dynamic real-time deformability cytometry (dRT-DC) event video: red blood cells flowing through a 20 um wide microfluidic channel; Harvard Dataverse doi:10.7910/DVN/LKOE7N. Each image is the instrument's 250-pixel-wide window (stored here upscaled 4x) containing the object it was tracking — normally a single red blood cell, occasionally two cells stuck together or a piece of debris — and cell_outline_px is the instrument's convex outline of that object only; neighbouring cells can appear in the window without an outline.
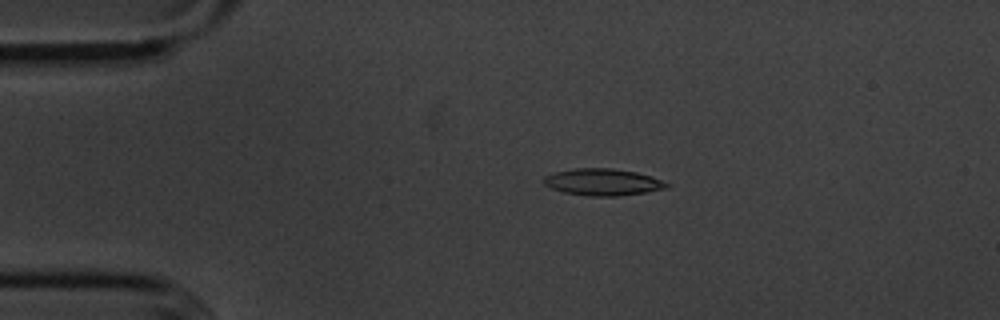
{"species": "common noctule bat (a hibernating species)", "species_latin": "Nyctalus noctula", "temperature_condition": "cold", "stored_images_in_passage": 3, "camera_frame_rate_fps": 3000, "um_per_image_px": 0.085, "animal": {"sex": "male", "body_mass_g": 20.1, "forearm_length_mm": 53.5}, "frame": {"image": 1, "passage_image": 2, "time_ms": 2.0, "image_size_px": [1000, 320], "cell_outline_px": [[668, 188], [644, 192], [616, 196], [588, 196], [564, 192], [552, 188], [544, 184], [540, 180], [544, 176], [556, 172], [576, 168], [612, 168], [636, 172], [652, 176], [668, 184]], "centroid_in_image_um": [51.2, 15.47], "position_along_channel_um": 33.8, "area_um2": 19.07}}